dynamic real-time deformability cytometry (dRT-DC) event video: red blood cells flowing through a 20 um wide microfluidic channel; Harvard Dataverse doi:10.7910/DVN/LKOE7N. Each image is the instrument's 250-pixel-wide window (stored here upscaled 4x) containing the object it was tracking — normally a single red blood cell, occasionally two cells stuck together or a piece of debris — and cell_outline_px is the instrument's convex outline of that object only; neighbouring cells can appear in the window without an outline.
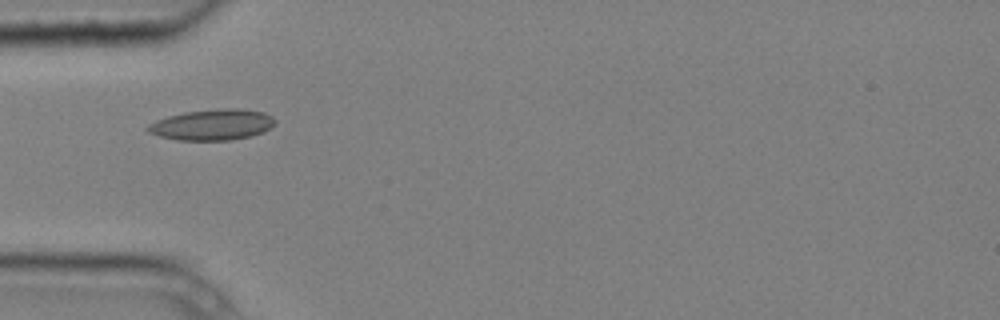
{"species": "common noctule bat (a hibernating species)", "species_latin": "Nyctalus noctula", "temperature_condition": "cold", "stored_images_in_passage": 10, "camera_frame_rate_fps": 3000, "um_per_image_px": 0.085, "animal": {"sex": "male", "body_mass_g": 20.4}, "frame": {"image": 1, "passage_image": 2, "time_ms": 0.333, "image_size_px": [1000, 320], "cell_outline_px": [[276, 124], [264, 132], [252, 136], [232, 140], [176, 140], [160, 136], [148, 132], [144, 128], [148, 124], [156, 120], [168, 116], [184, 112], [220, 108], [240, 108], [264, 112], [272, 116], [276, 120]], "centroid_in_image_um": [18.07, 10.6], "position_along_channel_um": 66.9, "area_um2": 23.24}}
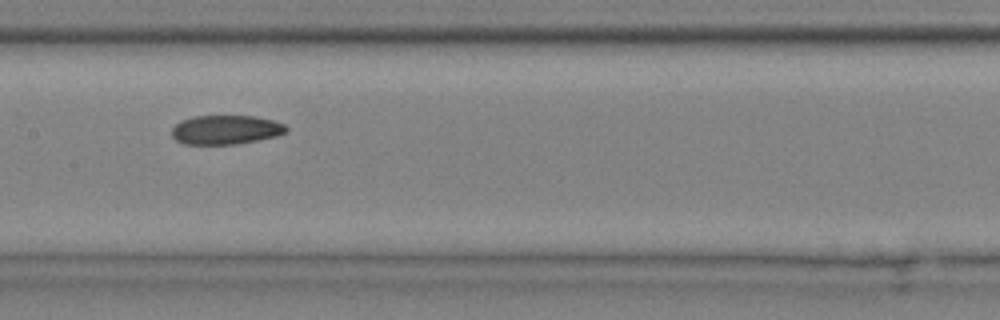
{"frame": {"image": 2, "passage_image": 5, "time_ms": 1.333, "image_size_px": [1000, 320], "cell_outline_px": [[288, 132], [276, 136], [236, 144], [184, 144], [176, 140], [172, 136], [172, 128], [180, 120], [192, 116], [256, 116], [272, 120], [284, 124], [288, 128]], "centroid_in_image_um": [19.18, 11.02], "position_along_channel_um": 188.2, "area_um2": 19.48}}
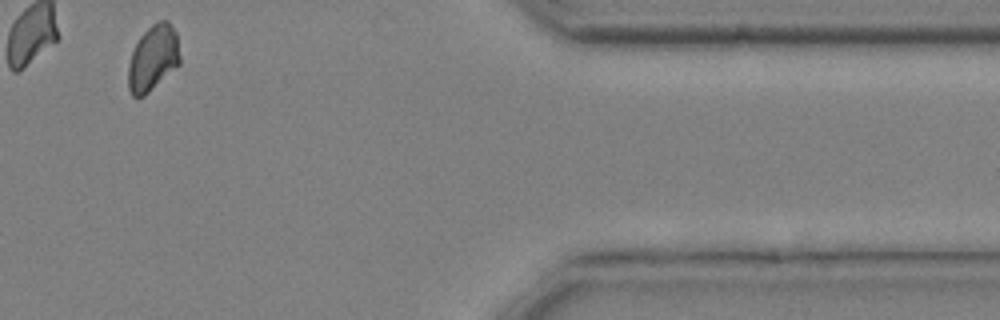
{"frame": {"image": 3, "passage_image": 10, "time_ms": 3.0, "image_size_px": [1000, 320], "cell_outline_px": [[180, 64], [144, 96], [132, 96], [128, 88], [128, 64], [132, 52], [140, 36], [156, 20], [168, 20], [176, 32], [180, 56]], "centroid_in_image_um": [13.01, 4.92], "position_along_channel_um": 398.4, "area_um2": 19.83}}